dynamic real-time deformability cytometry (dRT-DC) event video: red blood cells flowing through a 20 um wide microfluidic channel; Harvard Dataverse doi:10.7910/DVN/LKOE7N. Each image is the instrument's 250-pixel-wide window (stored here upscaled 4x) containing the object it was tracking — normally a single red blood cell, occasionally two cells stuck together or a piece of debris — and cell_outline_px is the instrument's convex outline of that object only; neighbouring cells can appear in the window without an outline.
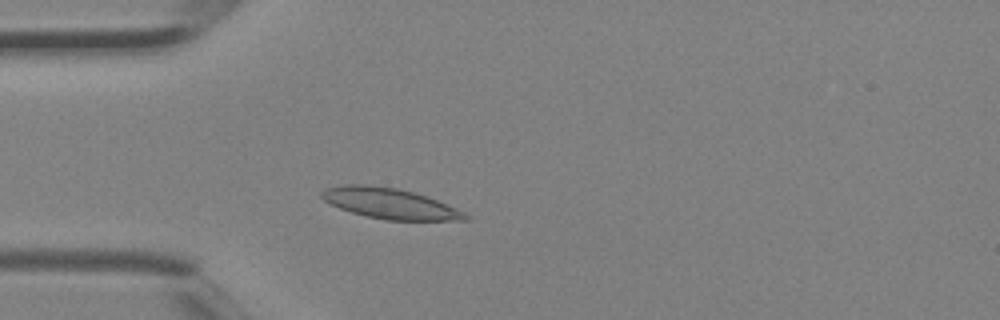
{"species": "Egyptian fruit bat (a non-hibernating species)", "species_latin": "Rousettus aegyptiacus", "temperature_condition": "room temperature", "stored_images_in_passage": 2, "camera_frame_rate_fps": 3000, "um_per_image_px": 0.085, "animal": {"sex": "female"}, "frame": {"image": 1, "passage_image": 2, "time_ms": 0.333, "image_size_px": [1000, 320], "cell_outline_px": [[472, 220], [384, 220], [352, 212], [340, 208], [324, 200], [320, 196], [320, 192], [328, 188], [344, 184], [364, 184], [396, 188], [412, 192], [436, 200], [464, 212]], "centroid_in_image_um": [33.12, 17.3], "position_along_channel_um": 51.9, "area_um2": 25.14}}